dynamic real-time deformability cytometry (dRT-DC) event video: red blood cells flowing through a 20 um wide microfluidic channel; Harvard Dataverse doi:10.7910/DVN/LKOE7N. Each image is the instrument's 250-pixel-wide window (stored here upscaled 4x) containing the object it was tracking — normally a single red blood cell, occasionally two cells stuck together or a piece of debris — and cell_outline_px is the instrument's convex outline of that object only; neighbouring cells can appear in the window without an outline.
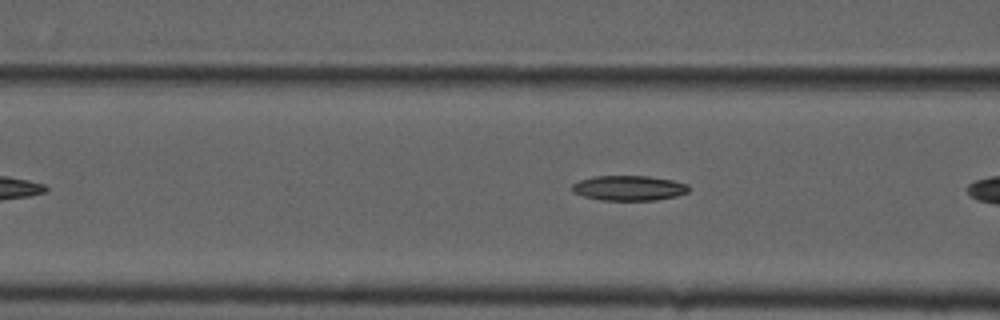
{"species": "common noctule bat (a hibernating species)", "species_latin": "Nyctalus noctula", "temperature_condition": "cold", "stored_images_in_passage": 8, "camera_frame_rate_fps": 3000, "um_per_image_px": 0.085, "animal": {"sex": "male", "forearm_length_mm": 52.5}, "frame": {"image": 1, "passage_image": 6, "time_ms": 1.667, "image_size_px": [1000, 320], "cell_outline_px": [[692, 188], [688, 192], [676, 196], [656, 200], [600, 200], [584, 196], [572, 192], [572, 184], [580, 180], [592, 176], [648, 176], [672, 180], [688, 184]], "centroid_in_image_um": [53.47, 15.98], "position_along_channel_um": 113.1, "area_um2": 17.11}}